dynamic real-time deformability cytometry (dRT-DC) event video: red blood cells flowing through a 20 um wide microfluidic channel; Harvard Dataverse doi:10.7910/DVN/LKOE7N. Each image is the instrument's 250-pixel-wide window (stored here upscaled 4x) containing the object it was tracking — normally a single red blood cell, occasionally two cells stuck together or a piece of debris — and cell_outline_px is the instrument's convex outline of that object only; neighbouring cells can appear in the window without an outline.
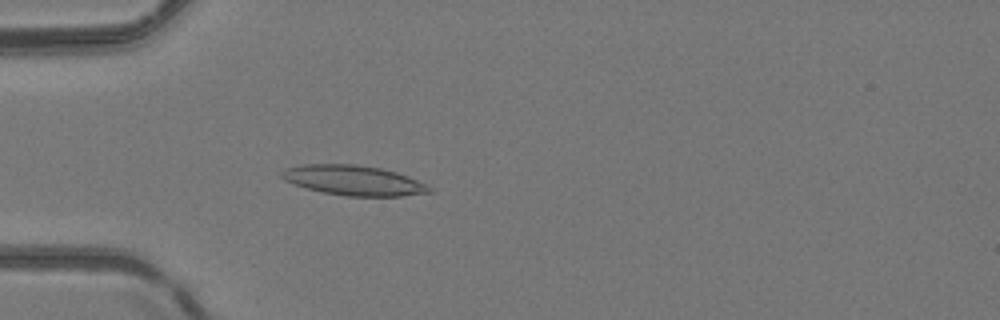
{"species": "common noctule bat (a hibernating species)", "species_latin": "Nyctalus noctula", "temperature_condition": "room temperature", "stored_images_in_passage": 51, "camera_frame_rate_fps": 3000, "um_per_image_px": 0.085, "animal": {"sex": "female", "body_mass_g": 24.6, "forearm_length_mm": 56.2}, "frame": {"image": 1, "passage_image": 16, "time_ms": 5.0, "image_size_px": [1000, 320], "cell_outline_px": [[432, 192], [400, 196], [348, 196], [324, 192], [308, 188], [284, 180], [280, 176], [280, 172], [288, 168], [300, 164], [356, 164], [380, 168], [396, 172], [408, 176], [432, 188]], "centroid_in_image_um": [30.05, 15.32], "position_along_channel_um": 55.0, "area_um2": 25.49}}
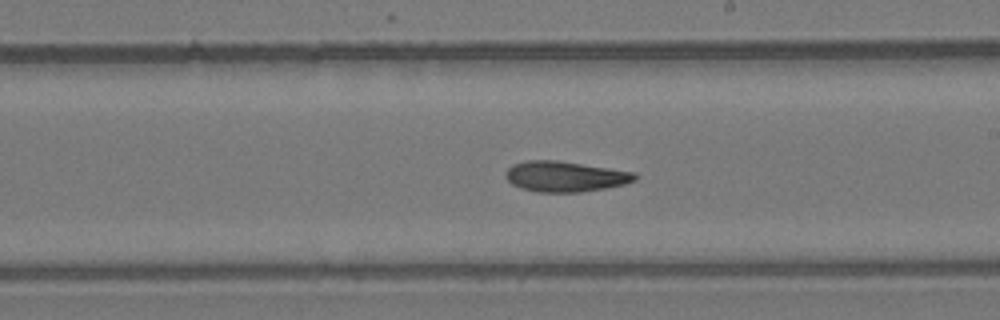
{"frame": {"image": 2, "passage_image": 30, "time_ms": 9.667, "image_size_px": [1000, 320], "cell_outline_px": [[636, 180], [624, 184], [604, 188], [580, 192], [536, 192], [520, 188], [512, 184], [504, 176], [508, 168], [512, 164], [528, 160], [556, 160], [636, 172]], "centroid_in_image_um": [48.01, 15.0], "position_along_channel_um": 241.0, "area_um2": 22.95}}
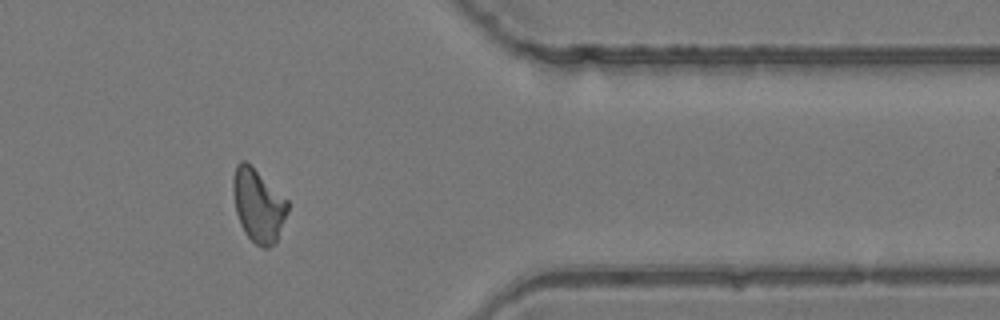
{"frame": {"image": 3, "passage_image": 42, "time_ms": 13.667, "image_size_px": [1000, 320], "cell_outline_px": [[288, 212], [276, 240], [268, 248], [264, 248], [256, 244], [244, 232], [240, 224], [236, 212], [232, 192], [232, 176], [236, 164], [240, 160], [244, 160], [252, 164], [288, 200]], "centroid_in_image_um": [21.93, 17.39], "position_along_channel_um": 389.5, "area_um2": 23.52}, "authors_computed_cell_mechanics": {"area_um2": 23.4668, "velocity_mm_per_s": 4.1638, "shape_relaxation_time_tau1_ms": null, "shape_relaxation_time_tau2_ms": 3.9427, "deformation_change_tau1": null, "deformation_change_tau2": 0.1045}}